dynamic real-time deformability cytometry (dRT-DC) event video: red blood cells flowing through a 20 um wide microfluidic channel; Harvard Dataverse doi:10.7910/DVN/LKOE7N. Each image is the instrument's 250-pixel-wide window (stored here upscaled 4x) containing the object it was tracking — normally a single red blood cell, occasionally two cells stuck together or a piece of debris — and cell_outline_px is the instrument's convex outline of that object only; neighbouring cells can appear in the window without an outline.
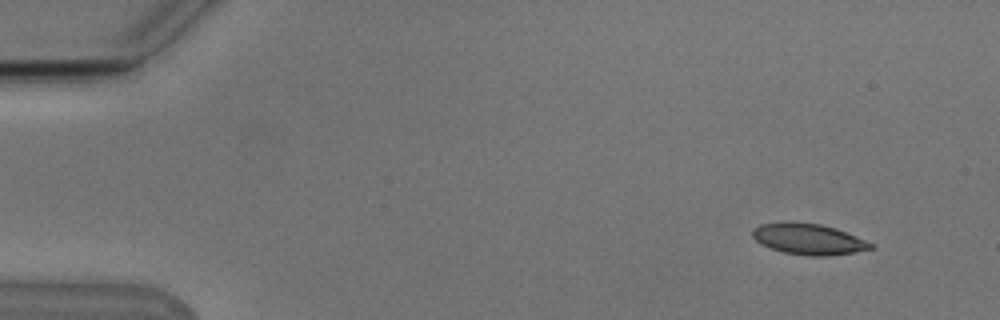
{"species": "Egyptian fruit bat (a non-hibernating species)", "species_latin": "Rousettus aegyptiacus", "temperature_condition": "cold", "stored_images_in_passage": 50, "camera_frame_rate_fps": 3000, "um_per_image_px": 0.085, "animal": {"sex": "male"}, "frame": {"image": 1, "passage_image": 1, "time_ms": 0.0, "image_size_px": [1000, 320], "cell_outline_px": [[876, 248], [828, 256], [808, 256], [784, 252], [760, 244], [752, 236], [752, 228], [760, 224], [780, 220], [796, 220], [820, 224], [836, 228], [876, 244]], "centroid_in_image_um": [68.7, 20.28], "position_along_channel_um": 16.3, "area_um2": 21.91}}
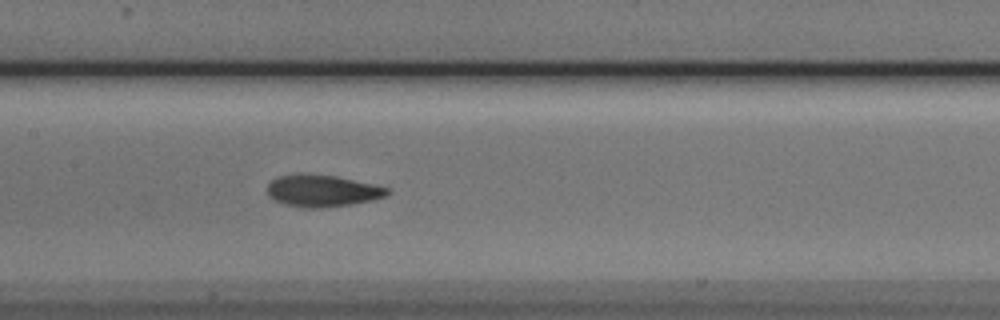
{"frame": {"image": 2, "passage_image": 23, "time_ms": 7.333, "image_size_px": [1000, 320], "cell_outline_px": [[392, 192], [388, 196], [372, 200], [352, 204], [316, 208], [308, 208], [284, 204], [268, 196], [268, 184], [276, 176], [296, 172], [300, 172], [336, 176], [372, 184], [388, 188]], "centroid_in_image_um": [27.38, 16.19], "position_along_channel_um": 180.0, "area_um2": 22.54}}
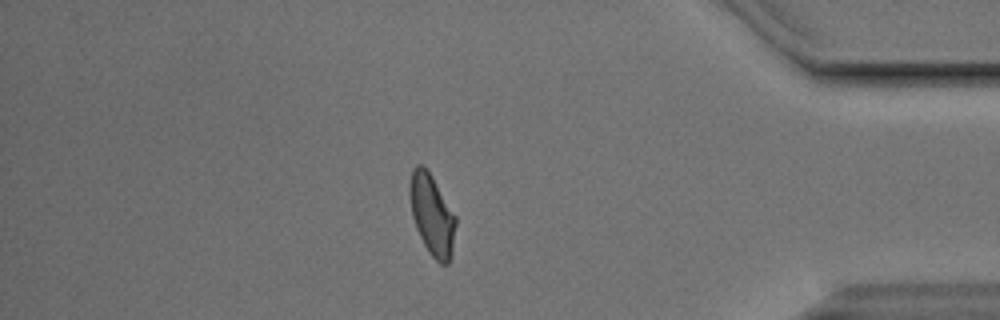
{"frame": {"image": 3, "passage_image": 43, "time_ms": 14.0, "image_size_px": [1000, 320], "cell_outline_px": [[456, 224], [452, 256], [448, 264], [440, 264], [428, 252], [416, 228], [412, 216], [408, 192], [408, 188], [412, 168], [416, 164], [420, 164], [432, 176], [456, 216]], "centroid_in_image_um": [36.71, 18.27], "position_along_channel_um": 398.5, "area_um2": 21.79}, "authors_computed_cell_mechanics": {"area_um2": 21.8195, "velocity_mm_per_s": 3.7793, "shape_relaxation_time_tau1_ms": 4.6703, "shape_relaxation_time_tau2_ms": 1.8417, "deformation_change_tau1": 0.1333, "deformation_change_tau2": 0.0811}}